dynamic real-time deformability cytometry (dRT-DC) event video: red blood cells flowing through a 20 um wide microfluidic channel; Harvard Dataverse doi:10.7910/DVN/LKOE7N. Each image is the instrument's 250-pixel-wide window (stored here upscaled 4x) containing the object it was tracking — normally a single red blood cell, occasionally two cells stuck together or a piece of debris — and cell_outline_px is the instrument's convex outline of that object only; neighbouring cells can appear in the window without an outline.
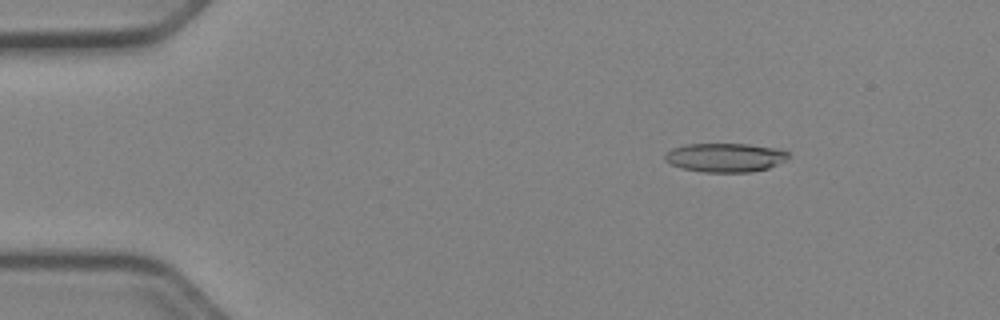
{"species": "Egyptian fruit bat (a non-hibernating species)", "species_latin": "Rousettus aegyptiacus", "temperature_condition": "cold", "stored_images_in_passage": 52, "camera_frame_rate_fps": 3000, "um_per_image_px": 0.085, "animal": {"sex": "female"}, "frame": {"image": 1, "passage_image": 8, "time_ms": 2.333, "image_size_px": [1000, 320], "cell_outline_px": [[788, 156], [784, 160], [768, 168], [752, 172], [704, 172], [680, 168], [664, 160], [664, 156], [672, 148], [684, 144], [748, 144], [780, 148], [788, 152]], "centroid_in_image_um": [61.63, 13.38], "position_along_channel_um": 23.4, "area_um2": 20.81}}
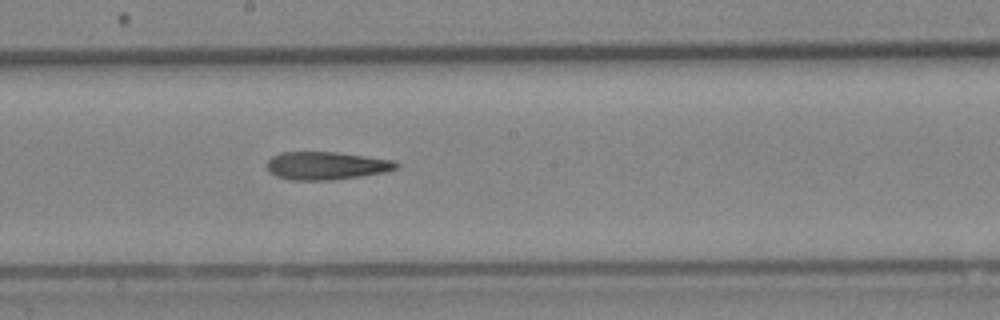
{"frame": {"image": 2, "passage_image": 29, "time_ms": 9.333, "image_size_px": [1000, 320], "cell_outline_px": [[400, 164], [396, 168], [384, 172], [360, 176], [332, 180], [292, 180], [276, 176], [268, 172], [264, 164], [272, 156], [280, 152], [340, 152], [392, 160]], "centroid_in_image_um": [27.67, 14.08], "position_along_channel_um": 220.5, "area_um2": 21.21}}
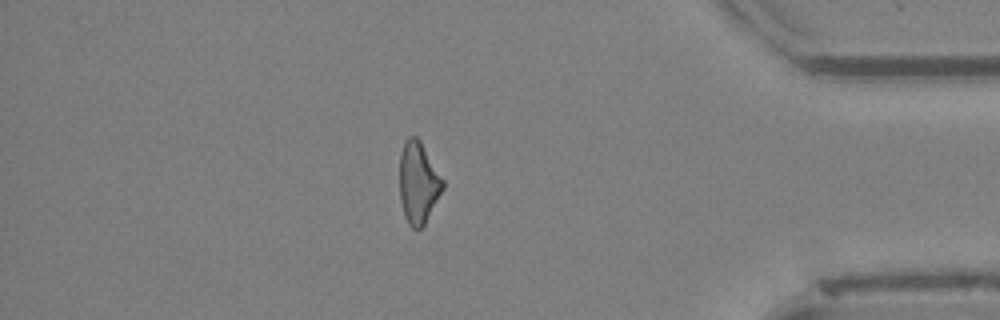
{"frame": {"image": 3, "passage_image": 45, "time_ms": 14.667, "image_size_px": [1000, 320], "cell_outline_px": [[444, 188], [424, 224], [420, 228], [412, 228], [408, 224], [404, 216], [400, 200], [400, 152], [404, 140], [408, 136], [416, 136], [420, 140], [444, 180]], "centroid_in_image_um": [35.54, 15.5], "position_along_channel_um": 399.7, "area_um2": 20.58}, "authors_computed_cell_mechanics": {"area_um2": 21.3571, "velocity_mm_per_s": 3.9742, "shape_relaxation_time_tau1_ms": null, "shape_relaxation_time_tau2_ms": 5.8712, "deformation_change_tau1": null, "deformation_change_tau2": 0.2078}}